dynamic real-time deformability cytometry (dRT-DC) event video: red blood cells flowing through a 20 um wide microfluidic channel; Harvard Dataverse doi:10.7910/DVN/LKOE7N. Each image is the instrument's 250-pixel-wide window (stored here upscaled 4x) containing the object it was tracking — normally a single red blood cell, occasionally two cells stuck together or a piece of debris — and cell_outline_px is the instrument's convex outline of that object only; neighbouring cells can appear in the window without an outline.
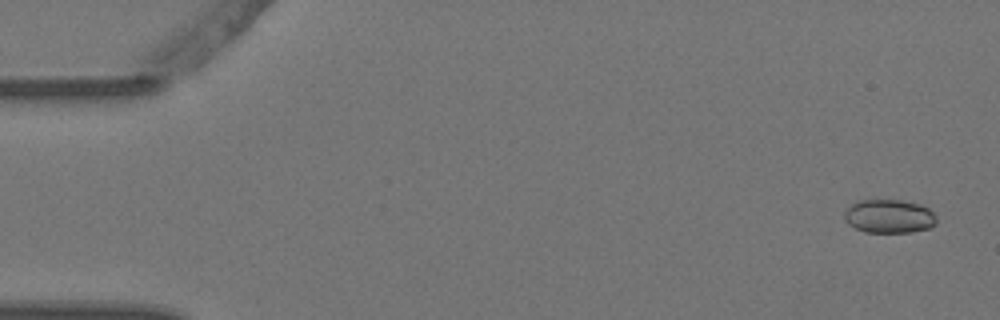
{"species": "Egyptian fruit bat (a non-hibernating species)", "species_latin": "Rousettus aegyptiacus", "temperature_condition": "warm", "stored_images_in_passage": 9, "camera_frame_rate_fps": 3000, "um_per_image_px": 0.085, "animal": {"sex": "female"}, "frame": {"image": 1, "passage_image": 1, "time_ms": 0.0, "image_size_px": [1000, 320], "cell_outline_px": [[936, 224], [928, 228], [912, 232], [864, 232], [848, 224], [844, 220], [844, 212], [852, 204], [860, 200], [900, 200], [920, 204], [928, 208], [936, 216]], "centroid_in_image_um": [75.57, 18.39], "position_along_channel_um": 9.4, "area_um2": 18.03}}
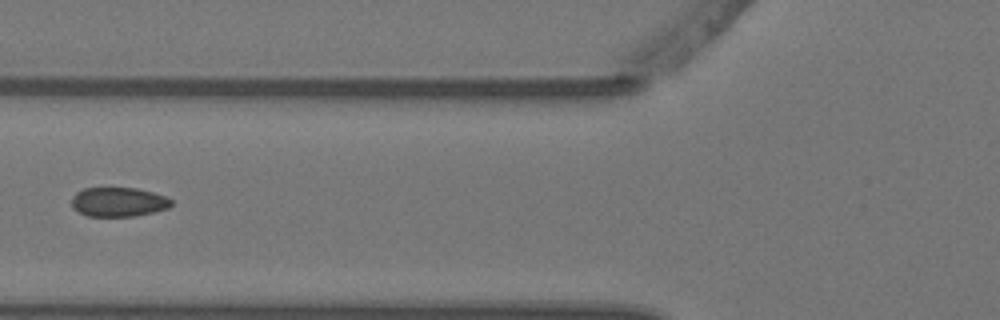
{"frame": {"image": 2, "passage_image": 6, "time_ms": 1.667, "image_size_px": [1000, 320], "cell_outline_px": [[172, 204], [168, 208], [136, 216], [88, 216], [72, 208], [72, 196], [76, 192], [84, 188], [136, 188], [152, 192], [164, 196], [172, 200]], "centroid_in_image_um": [10.05, 17.16], "position_along_channel_um": 115.8, "area_um2": 16.94}}
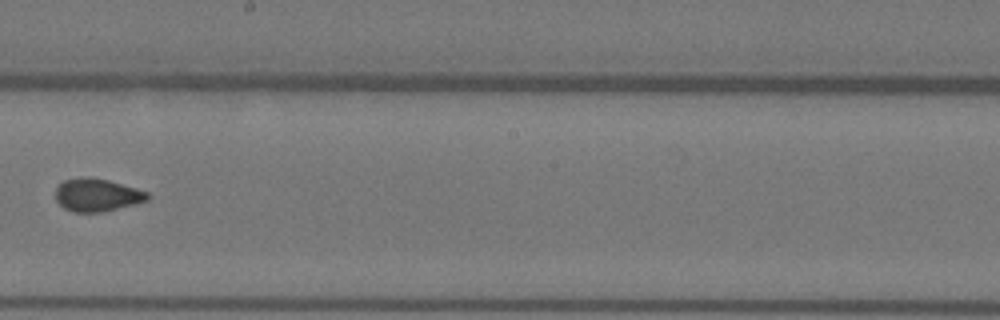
{"frame": {"image": 3, "passage_image": 9, "time_ms": 2.667, "image_size_px": [1000, 320], "cell_outline_px": [[152, 196], [148, 200], [136, 204], [104, 212], [72, 212], [64, 208], [56, 200], [56, 188], [64, 180], [80, 176], [92, 176], [108, 180], [136, 188], [148, 192]], "centroid_in_image_um": [8.27, 16.57], "position_along_channel_um": 239.9, "area_um2": 17.92}}